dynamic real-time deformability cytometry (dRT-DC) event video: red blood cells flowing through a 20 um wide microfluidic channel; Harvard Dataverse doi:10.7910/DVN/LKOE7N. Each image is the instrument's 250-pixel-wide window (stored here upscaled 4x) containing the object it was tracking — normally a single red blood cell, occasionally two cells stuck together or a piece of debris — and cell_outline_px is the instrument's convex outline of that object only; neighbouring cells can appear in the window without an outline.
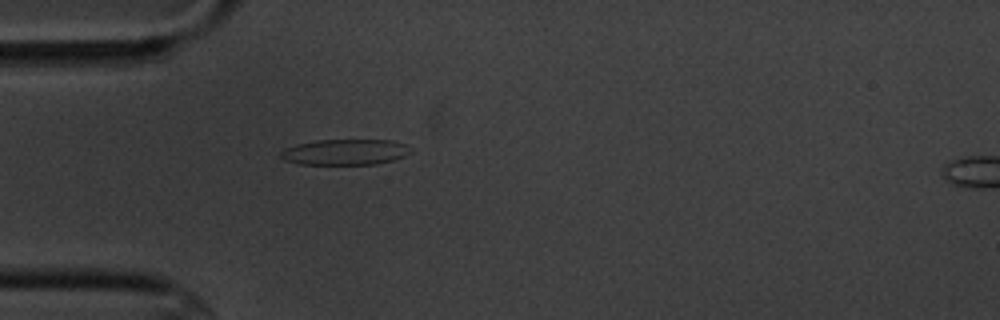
{"species": "common noctule bat (a hibernating species)", "species_latin": "Nyctalus noctula", "temperature_condition": "cold", "stored_images_in_passage": 3, "camera_frame_rate_fps": 3000, "um_per_image_px": 0.085, "animal": {"sex": "male", "body_mass_g": 20.1, "forearm_length_mm": 53.5}, "frame": {"image": 1, "passage_image": 2, "time_ms": 1.0, "image_size_px": [1000, 320], "cell_outline_px": [[412, 152], [404, 156], [392, 160], [376, 164], [300, 164], [284, 160], [280, 156], [280, 152], [284, 148], [296, 144], [316, 140], [392, 140], [404, 144], [412, 148]], "centroid_in_image_um": [29.33, 12.92], "position_along_channel_um": 55.7, "area_um2": 19.54}}